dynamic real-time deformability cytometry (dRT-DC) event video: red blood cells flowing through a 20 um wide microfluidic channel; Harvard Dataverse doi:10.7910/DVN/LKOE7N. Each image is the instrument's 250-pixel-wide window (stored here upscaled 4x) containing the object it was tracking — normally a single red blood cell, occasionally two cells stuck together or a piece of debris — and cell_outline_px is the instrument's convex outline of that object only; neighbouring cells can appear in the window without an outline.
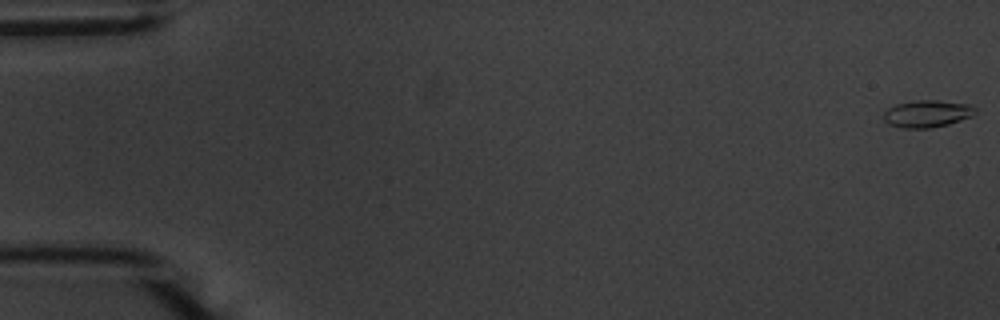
{"species": "common noctule bat (a hibernating species)", "species_latin": "Nyctalus noctula", "temperature_condition": "warm", "stored_images_in_passage": 56, "camera_frame_rate_fps": 3000, "um_per_image_px": 0.085, "animal": {"sex": "male", "body_mass_g": 20.1, "forearm_length_mm": 53.5}, "frame": {"image": 1, "passage_image": 1, "time_ms": 0.0, "image_size_px": [1000, 320], "cell_outline_px": [[976, 112], [972, 116], [948, 124], [932, 128], [904, 128], [888, 124], [884, 120], [884, 112], [888, 108], [896, 104], [916, 100], [936, 100], [968, 104], [976, 108]], "centroid_in_image_um": [78.8, 9.66], "position_along_channel_um": 6.2, "area_um2": 14.45}}
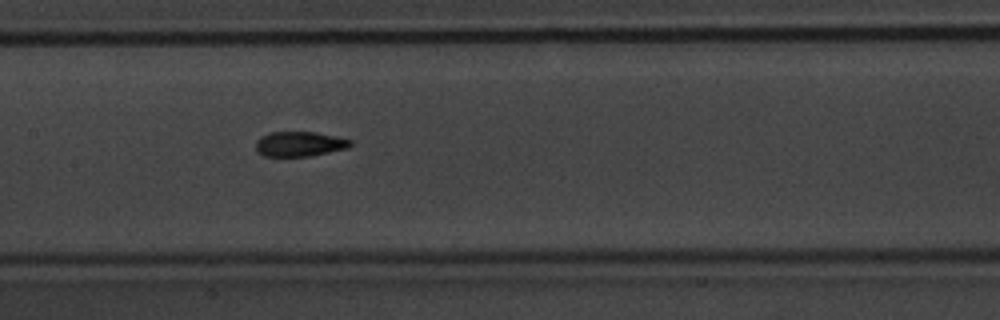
{"frame": {"image": 2, "passage_image": 28, "time_ms": 9.0, "image_size_px": [1000, 320], "cell_outline_px": [[352, 144], [348, 148], [308, 156], [264, 156], [256, 152], [256, 140], [260, 136], [272, 132], [316, 132], [336, 136], [352, 140]], "centroid_in_image_um": [25.44, 12.23], "position_along_channel_um": 182.0, "area_um2": 13.76}}
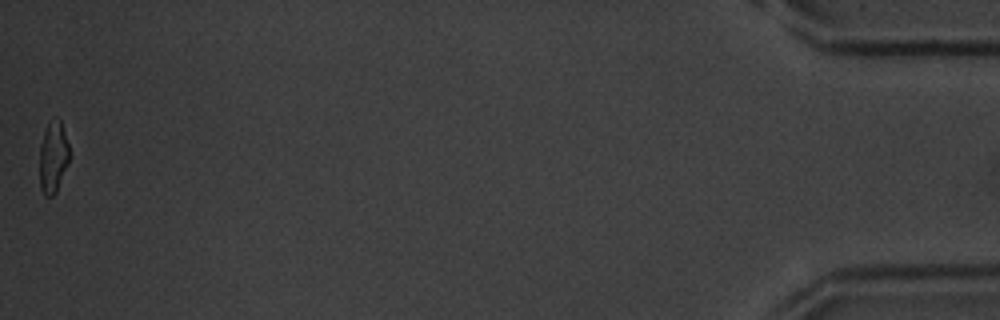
{"frame": {"image": 3, "passage_image": 56, "time_ms": 18.333, "image_size_px": [1000, 320], "cell_outline_px": [[68, 164], [56, 192], [52, 196], [44, 196], [40, 188], [40, 144], [44, 132], [48, 124], [56, 116], [60, 120], [68, 144]], "centroid_in_image_um": [4.5, 13.38], "position_along_channel_um": 430.7, "area_um2": 12.25}, "authors_computed_cell_mechanics": {"area_um2": 13.6986, "velocity_mm_per_s": 3.6726, "shape_relaxation_time_tau1_ms": 3.0379, "shape_relaxation_time_tau2_ms": 1.7751, "deformation_change_tau1": 0.1569, "deformation_change_tau2": 0.0862}}